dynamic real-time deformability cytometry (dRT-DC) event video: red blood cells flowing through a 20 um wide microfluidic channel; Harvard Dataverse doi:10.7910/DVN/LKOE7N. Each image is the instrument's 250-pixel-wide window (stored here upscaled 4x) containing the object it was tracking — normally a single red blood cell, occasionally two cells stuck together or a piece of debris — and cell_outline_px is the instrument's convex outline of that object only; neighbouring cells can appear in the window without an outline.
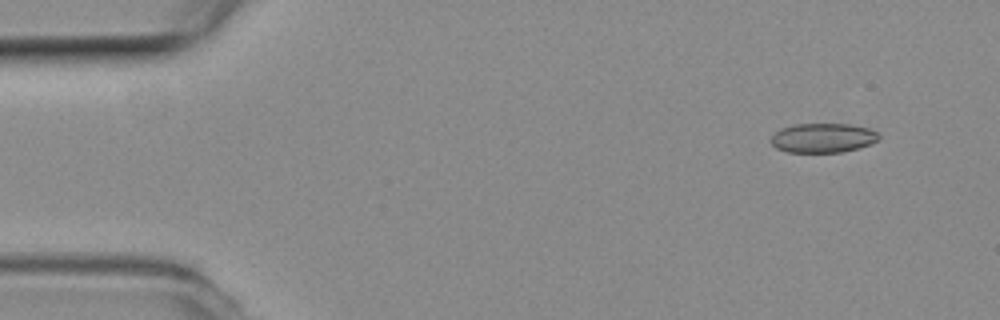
{"species": "common noctule bat (a hibernating species)", "species_latin": "Nyctalus noctula", "temperature_condition": "room temperature", "stored_images_in_passage": 4, "camera_frame_rate_fps": 3000, "um_per_image_px": 0.085, "animal": {"sex": "female", "body_mass_g": 19.3, "forearm_length_mm": 54.1}, "frame": {"image": 1, "passage_image": 1, "time_ms": 0.0, "image_size_px": [1000, 320], "cell_outline_px": [[880, 140], [872, 144], [860, 148], [840, 152], [788, 152], [776, 148], [768, 140], [780, 128], [796, 124], [848, 124], [868, 128], [876, 132], [880, 136]], "centroid_in_image_um": [69.95, 11.73], "position_along_channel_um": 15.0, "area_um2": 18.61}}